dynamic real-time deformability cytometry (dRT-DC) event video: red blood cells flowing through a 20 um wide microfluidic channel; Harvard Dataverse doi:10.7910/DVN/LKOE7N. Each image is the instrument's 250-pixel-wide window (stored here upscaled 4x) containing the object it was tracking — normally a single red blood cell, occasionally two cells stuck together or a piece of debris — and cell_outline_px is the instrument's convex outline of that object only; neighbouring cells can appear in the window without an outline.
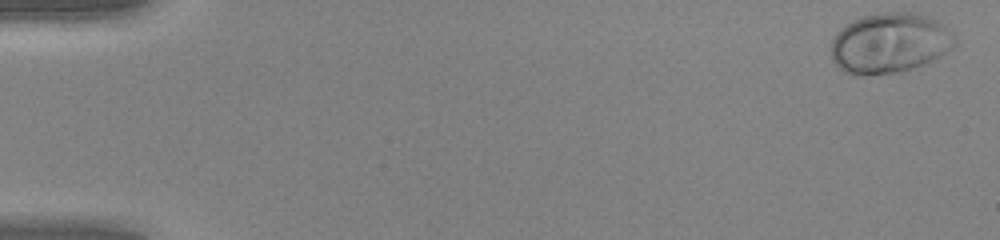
{"species": "human", "species_latin": "Homo sapiens", "temperature_condition": "warm", "stored_images_in_passage": 49, "camera_frame_rate_fps": 3000, "um_per_image_px": 0.085, "donor": {"sex": "female"}, "frame": {"image": 1, "passage_image": 1, "time_ms": 0.0, "image_size_px": [1000, 240], "cell_outline_px": [[956, 44], [952, 48], [940, 56], [932, 60], [912, 68], [900, 72], [864, 76], [852, 76], [844, 72], [832, 60], [832, 36], [840, 28], [860, 16], [880, 12], [920, 12], [932, 16], [948, 24], [956, 40]], "centroid_in_image_um": [75.65, 3.64], "position_along_channel_um": 9.4, "area_um2": 44.45}}
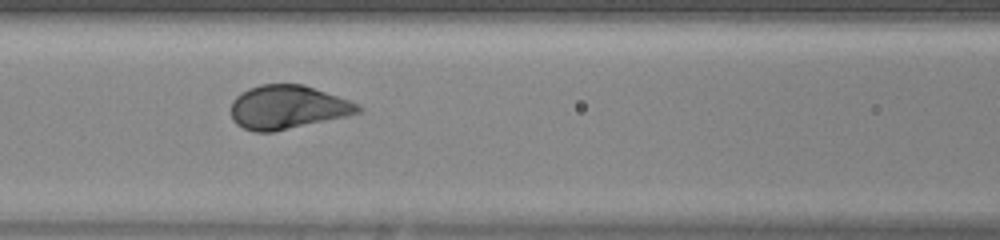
{"frame": {"image": 2, "passage_image": 22, "time_ms": 7.0, "image_size_px": [1000, 240], "cell_outline_px": [[364, 108], [360, 112], [348, 116], [272, 132], [256, 132], [244, 128], [236, 124], [232, 120], [232, 100], [236, 96], [248, 88], [260, 84], [304, 84], [360, 104]], "centroid_in_image_um": [24.46, 9.11], "position_along_channel_um": 142.1, "area_um2": 32.43}}
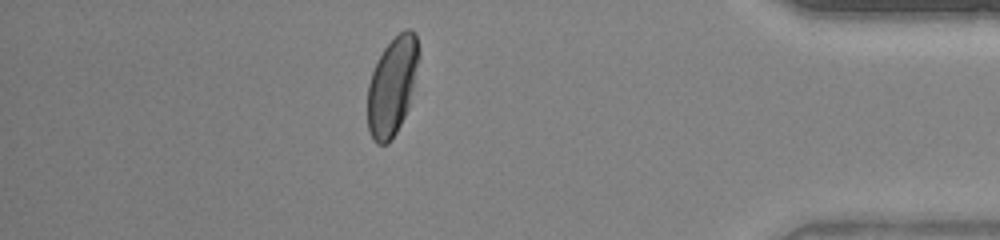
{"frame": {"image": 3, "passage_image": 43, "time_ms": 14.0, "image_size_px": [1000, 240], "cell_outline_px": [[420, 56], [408, 108], [396, 132], [388, 144], [376, 144], [372, 140], [368, 132], [368, 84], [372, 72], [384, 48], [404, 28], [408, 28], [416, 32], [420, 52]], "centroid_in_image_um": [33.35, 7.31], "position_along_channel_um": 401.9, "area_um2": 29.3}, "authors_computed_cell_mechanics": {"area_um2": 33.1772, "velocity_mm_per_s": 4.2005, "shape_relaxation_time_tau1_ms": 1.6538, "shape_relaxation_time_tau2_ms": null, "deformation_change_tau1": 0.1358, "deformation_change_tau2": null}}